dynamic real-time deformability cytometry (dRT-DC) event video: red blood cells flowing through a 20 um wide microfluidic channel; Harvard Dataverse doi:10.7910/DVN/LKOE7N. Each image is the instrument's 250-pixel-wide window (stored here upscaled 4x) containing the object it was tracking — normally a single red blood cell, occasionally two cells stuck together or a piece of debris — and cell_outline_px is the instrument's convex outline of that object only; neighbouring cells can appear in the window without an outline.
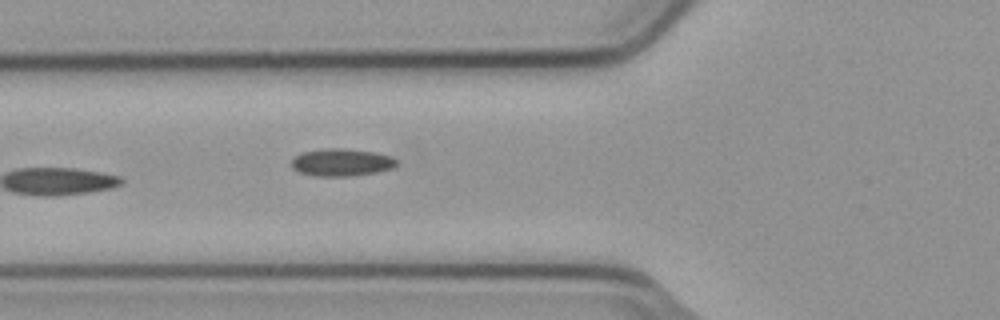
{"species": "common noctule bat (a hibernating species)", "species_latin": "Nyctalus noctula", "temperature_condition": "cold", "stored_images_in_passage": 7, "camera_frame_rate_fps": 3000, "um_per_image_px": 0.085, "animal": {"sex": "male", "body_mass_g": 23.1, "forearm_length_mm": 52.7}, "frame": {"image": 1, "passage_image": 7, "time_ms": 2.0, "image_size_px": [1000, 320], "cell_outline_px": [[396, 164], [392, 168], [376, 172], [348, 176], [316, 176], [300, 172], [292, 168], [292, 160], [296, 156], [304, 152], [324, 148], [344, 148], [376, 152], [392, 156], [396, 160]], "centroid_in_image_um": [29.04, 13.79], "position_along_channel_um": 96.8, "area_um2": 16.7}}